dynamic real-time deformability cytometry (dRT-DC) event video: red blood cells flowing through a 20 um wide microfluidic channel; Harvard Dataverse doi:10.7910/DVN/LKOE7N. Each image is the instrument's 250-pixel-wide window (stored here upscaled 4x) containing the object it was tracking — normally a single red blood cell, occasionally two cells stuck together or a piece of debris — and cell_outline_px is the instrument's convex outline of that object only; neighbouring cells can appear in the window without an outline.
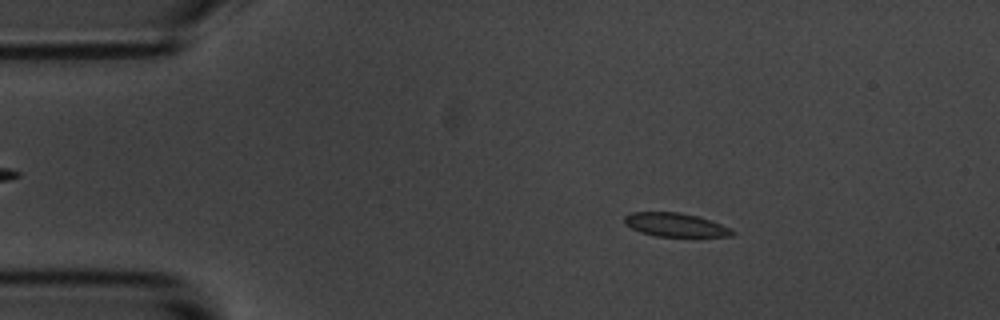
{"species": "common noctule bat (a hibernating species)", "species_latin": "Nyctalus noctula", "temperature_condition": "room temperature", "stored_images_in_passage": 57, "segment_of_instrument_passage": [1, 2], "camera_frame_rate_fps": 3000, "um_per_image_px": 0.085, "animal": {"sex": "male", "body_mass_g": 20.1, "forearm_length_mm": 53.5}, "frame": {"image": 1, "passage_image": 9, "time_ms": 2.667, "image_size_px": [1000, 320], "cell_outline_px": [[736, 232], [732, 236], [656, 236], [640, 232], [624, 224], [624, 216], [632, 212], [680, 212], [696, 216], [732, 228]], "centroid_in_image_um": [57.39, 19.11], "position_along_channel_um": 27.6, "area_um2": 14.74}}
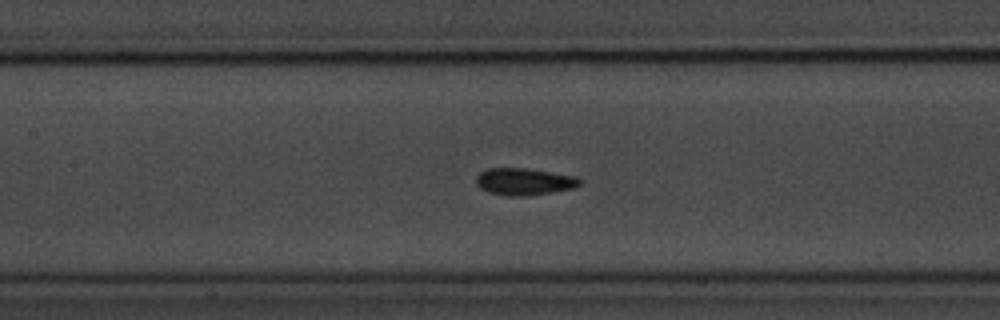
{"frame": {"image": 2, "passage_image": 25, "time_ms": 8.0, "image_size_px": [1000, 320], "cell_outline_px": [[580, 184], [576, 188], [528, 196], [508, 196], [488, 192], [480, 188], [476, 184], [476, 176], [480, 172], [488, 168], [528, 168], [576, 176], [580, 180]], "centroid_in_image_um": [44.55, 15.44], "position_along_channel_um": 162.9, "area_um2": 16.47}}
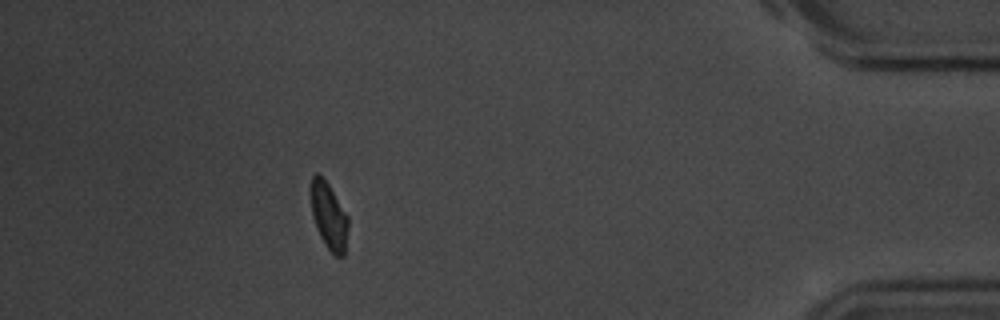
{"frame": {"image": 3, "passage_image": 50, "time_ms": 16.333, "image_size_px": [1000, 320], "cell_outline_px": [[348, 228], [344, 256], [336, 256], [324, 244], [316, 228], [312, 216], [312, 176], [316, 172], [328, 184], [348, 216]], "centroid_in_image_um": [27.97, 18.4], "position_along_channel_um": 407.2, "area_um2": 14.16}}